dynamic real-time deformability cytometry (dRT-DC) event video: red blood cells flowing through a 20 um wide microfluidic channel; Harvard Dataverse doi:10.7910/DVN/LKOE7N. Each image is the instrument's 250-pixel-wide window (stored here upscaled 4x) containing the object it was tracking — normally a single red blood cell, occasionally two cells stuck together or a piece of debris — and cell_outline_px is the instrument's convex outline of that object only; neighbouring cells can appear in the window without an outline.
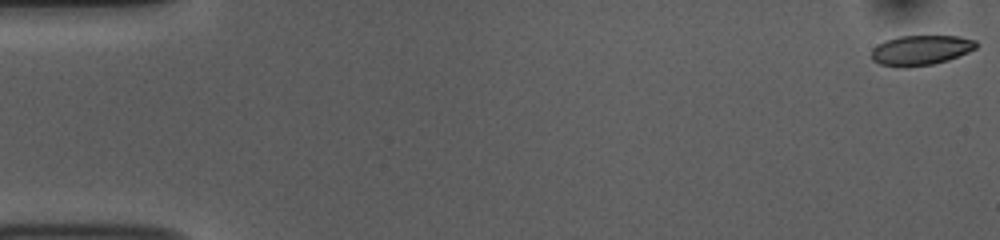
{"species": "common noctule bat (a hibernating species)", "species_latin": "Nyctalus noctula", "temperature_condition": "room temperature", "stored_images_in_passage": 54, "camera_frame_rate_fps": 3000, "um_per_image_px": 0.085, "animal": {"sex": "female", "body_mass_g": 10.0, "forearm_length_mm": 53.1}, "frame": {"image": 1, "passage_image": 1, "time_ms": 0.0, "image_size_px": [1000, 240], "cell_outline_px": [[976, 48], [968, 52], [948, 60], [932, 64], [880, 64], [872, 60], [872, 48], [876, 44], [884, 40], [900, 36], [960, 36], [976, 40]], "centroid_in_image_um": [78.29, 4.21], "position_along_channel_um": 6.7, "area_um2": 17.63}}
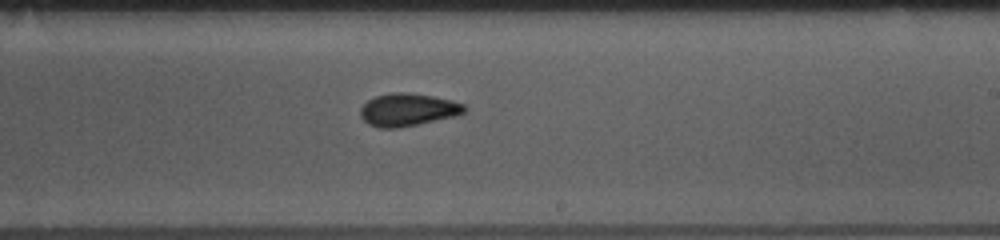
{"frame": {"image": 2, "passage_image": 32, "time_ms": 10.333, "image_size_px": [1000, 240], "cell_outline_px": [[464, 112], [456, 116], [396, 128], [380, 128], [368, 124], [360, 116], [360, 108], [368, 100], [376, 96], [388, 92], [408, 92], [432, 96], [452, 100], [464, 104]], "centroid_in_image_um": [34.63, 9.31], "position_along_channel_um": 254.4, "area_um2": 19.71}}
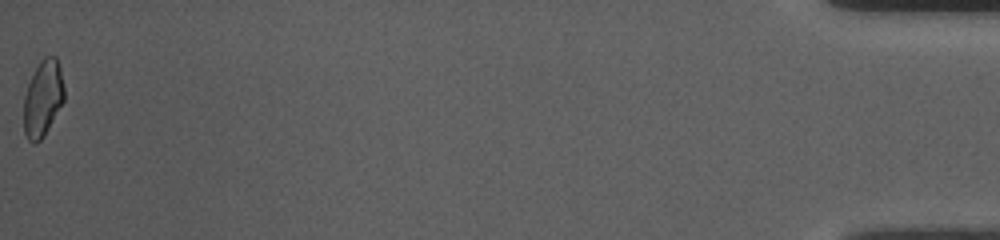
{"frame": {"image": 3, "passage_image": 54, "time_ms": 17.667, "image_size_px": [1000, 240], "cell_outline_px": [[64, 100], [44, 136], [40, 140], [32, 144], [28, 140], [24, 132], [24, 96], [28, 84], [40, 60], [44, 56], [56, 56], [60, 68], [64, 88]], "centroid_in_image_um": [3.64, 8.37], "position_along_channel_um": 431.6, "area_um2": 17.86}, "authors_computed_cell_mechanics": {"area_um2": 18.8428, "velocity_mm_per_s": 3.7436, "shape_relaxation_time_tau1_ms": 3.5921, "shape_relaxation_time_tau2_ms": 2.1307, "deformation_change_tau1": 0.096, "deformation_change_tau2": 0.0618}}